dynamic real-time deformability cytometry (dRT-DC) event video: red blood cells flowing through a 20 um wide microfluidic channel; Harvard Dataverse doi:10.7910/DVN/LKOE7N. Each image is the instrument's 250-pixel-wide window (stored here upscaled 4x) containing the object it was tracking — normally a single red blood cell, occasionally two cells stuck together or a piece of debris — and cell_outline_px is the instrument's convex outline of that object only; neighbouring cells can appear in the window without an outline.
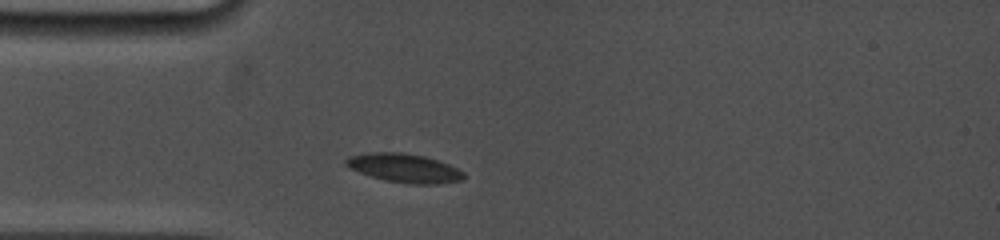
{"species": "common noctule bat (a hibernating species)", "species_latin": "Nyctalus noctula", "temperature_condition": "cold", "stored_images_in_passage": 2, "camera_frame_rate_fps": 5000, "um_per_image_px": 0.085, "animal": {"sex": "female", "body_mass_g": 19.0, "forearm_length_mm": 53.3}, "frame": {"image": 1, "passage_image": 2, "time_ms": 1.0, "image_size_px": [1000, 240], "cell_outline_px": [[464, 176], [460, 180], [436, 184], [408, 184], [384, 180], [348, 168], [344, 164], [344, 160], [348, 156], [368, 152], [404, 152], [424, 156], [448, 164], [464, 172]], "centroid_in_image_um": [34.3, 14.27], "position_along_channel_um": 50.7, "area_um2": 19.77}}